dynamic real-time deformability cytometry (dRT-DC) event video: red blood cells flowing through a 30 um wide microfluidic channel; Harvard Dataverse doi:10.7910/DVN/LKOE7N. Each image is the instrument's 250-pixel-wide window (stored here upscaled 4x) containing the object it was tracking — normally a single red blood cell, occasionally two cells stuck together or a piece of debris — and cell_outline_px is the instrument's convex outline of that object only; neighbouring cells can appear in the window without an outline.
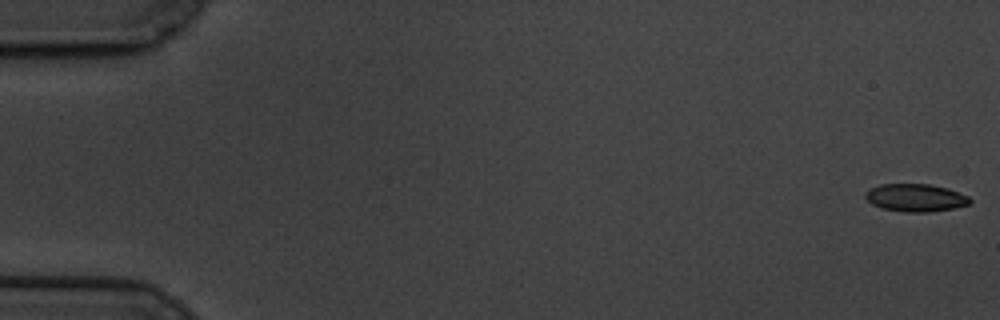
{"species": "common noctule bat (a hibernating species)", "species_latin": "Nyctalus noctula", "temperature_condition": "cold", "stored_images_in_passage": 60, "camera_frame_rate_fps": 3000, "um_per_image_px": 0.085, "animal": {"sex": "male", "body_mass_g": 19.5, "forearm_length_mm": 54.6}, "frame": {"image": 1, "passage_image": 1, "time_ms": 0.0, "image_size_px": [1000, 320], "cell_outline_px": [[972, 200], [968, 204], [952, 208], [928, 212], [904, 212], [884, 208], [872, 204], [864, 196], [864, 192], [880, 184], [928, 184], [948, 188], [968, 196]], "centroid_in_image_um": [77.81, 16.8], "position_along_channel_um": 7.2, "area_um2": 16.7}}
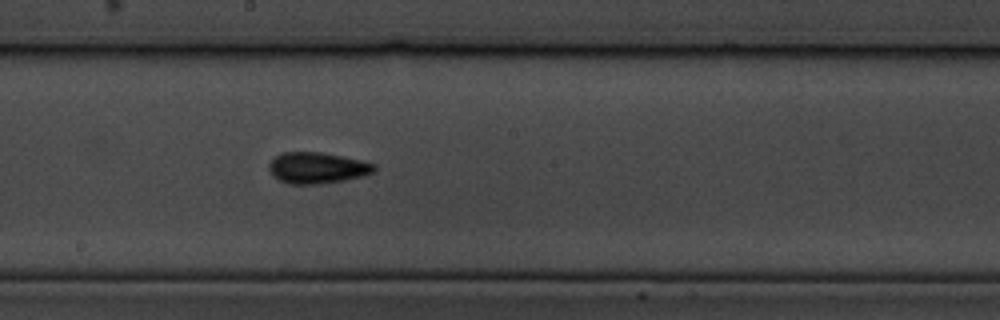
{"frame": {"image": 2, "passage_image": 33, "time_ms": 10.667, "image_size_px": [1000, 320], "cell_outline_px": [[376, 168], [372, 172], [364, 176], [344, 180], [316, 184], [288, 184], [280, 180], [268, 168], [268, 164], [276, 156], [284, 152], [320, 152], [360, 160], [376, 164]], "centroid_in_image_um": [26.97, 14.27], "position_along_channel_um": 221.2, "area_um2": 18.84}}
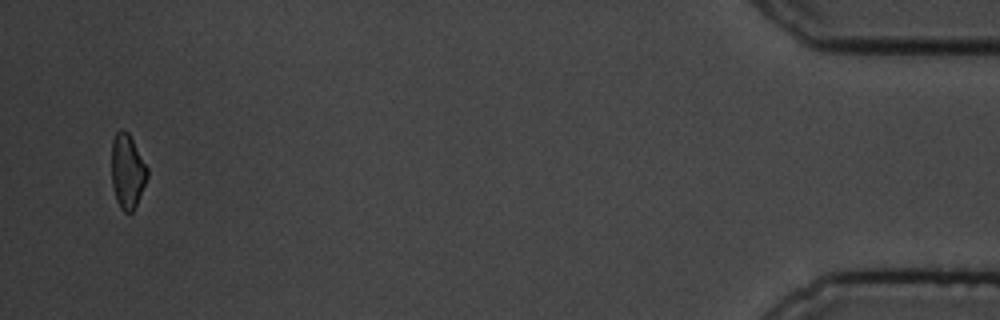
{"frame": {"image": 3, "passage_image": 58, "time_ms": 19.0, "image_size_px": [1000, 320], "cell_outline_px": [[148, 176], [136, 204], [132, 212], [124, 212], [120, 208], [116, 200], [112, 188], [112, 140], [116, 132], [120, 128], [124, 128], [128, 132], [148, 168]], "centroid_in_image_um": [10.81, 14.53], "position_along_channel_um": 424.4, "area_um2": 15.49}, "authors_computed_cell_mechanics": {"area_um2": 17.3978, "velocity_mm_per_s": 3.3975, "shape_relaxation_time_tau1_ms": 3.5535, "shape_relaxation_time_tau2_ms": 7.1828, "deformation_change_tau1": 0.1019, "deformation_change_tau2": 0.1338}}